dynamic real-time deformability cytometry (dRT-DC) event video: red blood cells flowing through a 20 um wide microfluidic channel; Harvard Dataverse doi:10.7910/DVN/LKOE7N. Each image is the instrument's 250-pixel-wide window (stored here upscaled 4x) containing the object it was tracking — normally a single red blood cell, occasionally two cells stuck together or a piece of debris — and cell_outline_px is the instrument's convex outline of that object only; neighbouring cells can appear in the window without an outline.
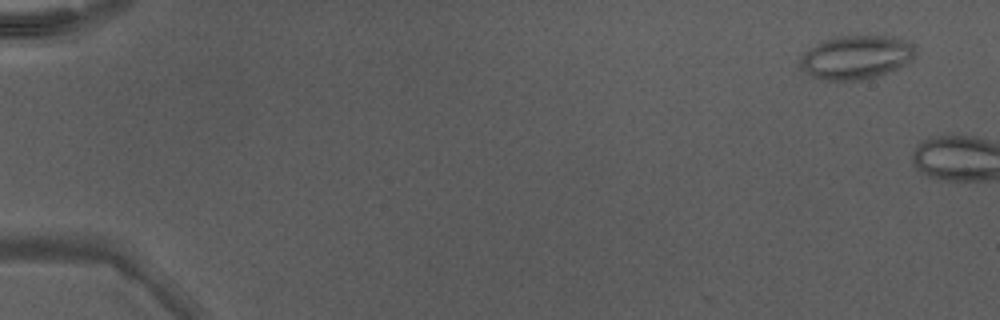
{"species": "Egyptian fruit bat (a non-hibernating species)", "species_latin": "Rousettus aegyptiacus", "temperature_condition": "warm", "stored_images_in_passage": 6, "camera_frame_rate_fps": 3000, "um_per_image_px": 0.085, "animal": {"sex": "male"}, "frame": {"image": 1, "passage_image": 3, "time_ms": 0.667, "image_size_px": [1000, 320], "cell_outline_px": [[916, 52], [912, 60], [896, 68], [876, 76], [860, 80], [824, 80], [812, 76], [808, 72], [804, 64], [804, 56], [816, 44], [824, 40], [836, 36], [884, 36], [904, 40], [912, 44]], "centroid_in_image_um": [72.85, 4.86], "position_along_channel_um": 12.2, "area_um2": 28.26}}